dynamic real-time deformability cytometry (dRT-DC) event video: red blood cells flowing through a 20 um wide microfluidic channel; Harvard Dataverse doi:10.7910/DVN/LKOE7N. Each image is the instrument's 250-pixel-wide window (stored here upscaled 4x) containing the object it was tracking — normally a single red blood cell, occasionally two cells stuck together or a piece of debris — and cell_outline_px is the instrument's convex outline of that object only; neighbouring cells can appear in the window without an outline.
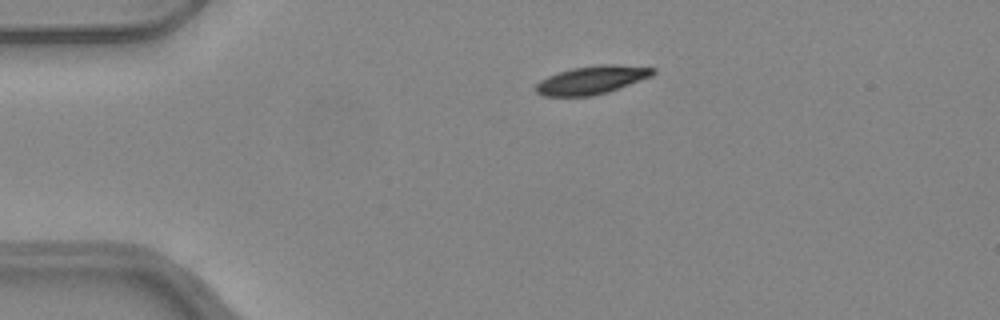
{"species": "common noctule bat (a hibernating species)", "species_latin": "Nyctalus noctula", "temperature_condition": "warm", "stored_images_in_passage": 42, "camera_frame_rate_fps": 3000, "um_per_image_px": 0.085, "animal": {"sex": "female", "body_mass_g": 24.6, "forearm_length_mm": 56.2}, "frame": {"image": 1, "passage_image": 1, "time_ms": 0.0, "image_size_px": [1000, 320], "cell_outline_px": [[656, 72], [652, 76], [608, 92], [592, 96], [544, 96], [536, 92], [536, 84], [540, 80], [548, 76], [572, 68], [600, 64], [616, 64], [656, 68]], "centroid_in_image_um": [50.32, 6.79], "position_along_channel_um": 34.7, "area_um2": 19.25}}
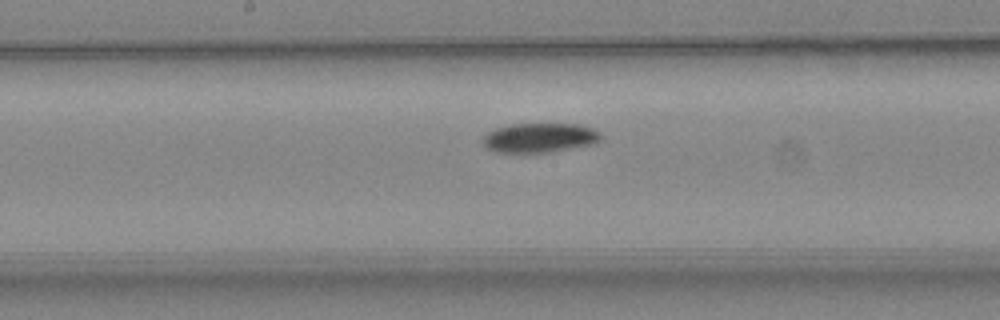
{"frame": {"image": 2, "passage_image": 17, "time_ms": 5.333, "image_size_px": [1000, 320], "cell_outline_px": [[604, 136], [596, 144], [552, 152], [496, 152], [488, 148], [484, 144], [484, 136], [488, 132], [496, 128], [508, 124], [580, 124], [592, 128], [600, 132]], "centroid_in_image_um": [45.95, 11.7], "position_along_channel_um": 202.3, "area_um2": 20.4}}
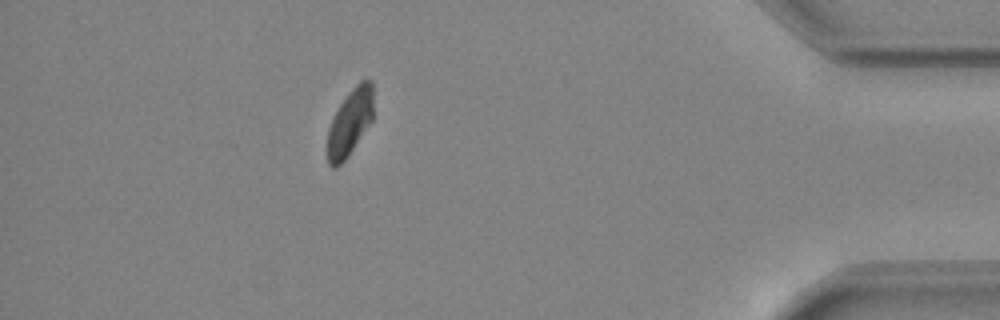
{"frame": {"image": 3, "passage_image": 36, "time_ms": 11.667, "image_size_px": [1000, 320], "cell_outline_px": [[372, 120], [348, 156], [336, 168], [332, 168], [328, 164], [328, 128], [332, 116], [348, 92], [360, 80], [372, 80]], "centroid_in_image_um": [29.72, 10.39], "position_along_channel_um": 405.5, "area_um2": 17.69}, "authors_computed_cell_mechanics": {"area_um2": 19.8543, "velocity_mm_per_s": 3.9859, "shape_relaxation_time_tau1_ms": 2.5758, "shape_relaxation_time_tau2_ms": null, "deformation_change_tau1": 0.1164, "deformation_change_tau2": null}}